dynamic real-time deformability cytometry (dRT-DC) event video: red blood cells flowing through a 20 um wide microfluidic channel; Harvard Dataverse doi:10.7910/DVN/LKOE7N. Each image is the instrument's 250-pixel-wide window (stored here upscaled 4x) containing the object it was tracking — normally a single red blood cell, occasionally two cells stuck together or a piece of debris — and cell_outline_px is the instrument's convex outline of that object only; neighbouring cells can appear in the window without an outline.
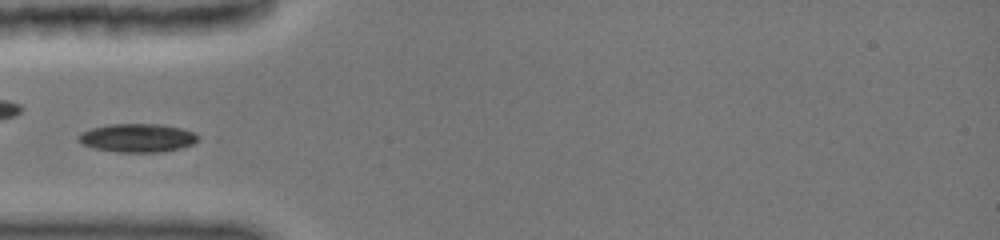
{"species": "common noctule bat (a hibernating species)", "species_latin": "Nyctalus noctula", "temperature_condition": "cold", "stored_images_in_passage": 7, "camera_frame_rate_fps": 3000, "um_per_image_px": 0.085, "animal": {"sex": "female", "body_mass_g": 19.0, "forearm_length_mm": 51.5}, "frame": {"image": 1, "passage_image": 1, "time_ms": 0.0, "image_size_px": [1000, 240], "cell_outline_px": [[200, 136], [192, 144], [164, 152], [116, 152], [92, 148], [80, 144], [76, 140], [76, 136], [80, 132], [92, 128], [112, 124], [156, 124], [180, 128], [192, 132]], "centroid_in_image_um": [11.59, 11.73], "position_along_channel_um": 73.4, "area_um2": 19.88}}
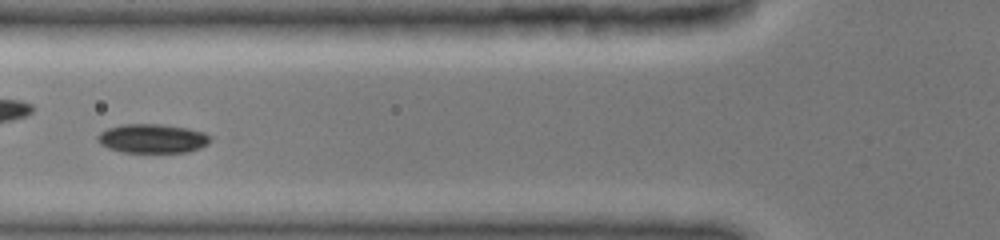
{"frame": {"image": 2, "passage_image": 6, "time_ms": 1.0, "image_size_px": [1000, 240], "cell_outline_px": [[212, 140], [208, 144], [200, 148], [188, 152], [124, 152], [108, 148], [100, 144], [96, 140], [96, 136], [100, 132], [108, 128], [124, 124], [160, 124], [188, 128], [204, 132], [212, 136]], "centroid_in_image_um": [12.98, 11.77], "position_along_channel_um": 112.8, "area_um2": 19.25}}